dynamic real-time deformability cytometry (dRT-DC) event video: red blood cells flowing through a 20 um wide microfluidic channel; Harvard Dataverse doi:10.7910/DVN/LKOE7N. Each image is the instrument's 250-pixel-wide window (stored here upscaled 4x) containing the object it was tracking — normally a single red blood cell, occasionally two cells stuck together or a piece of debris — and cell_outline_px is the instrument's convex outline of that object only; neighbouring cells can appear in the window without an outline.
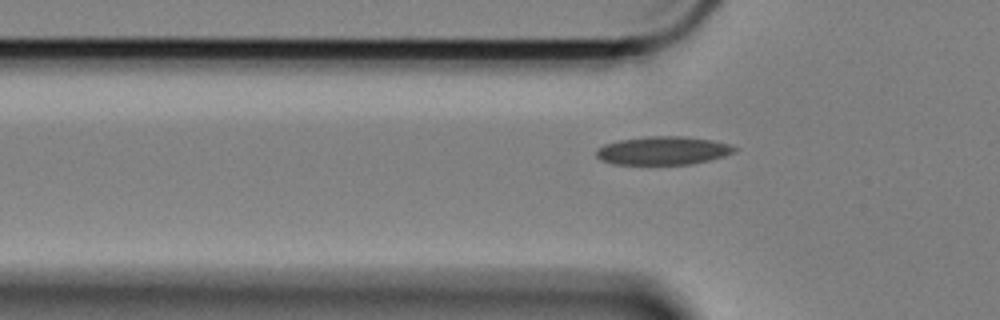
{"species": "Egyptian fruit bat (a non-hibernating species)", "species_latin": "Rousettus aegyptiacus", "temperature_condition": "cold", "stored_images_in_passage": 6, "camera_frame_rate_fps": 3000, "um_per_image_px": 0.085, "animal": {"sex": "female"}, "frame": {"image": 1, "passage_image": 4, "time_ms": 1.0, "image_size_px": [1000, 320], "cell_outline_px": [[736, 152], [724, 156], [692, 164], [612, 164], [600, 160], [596, 156], [596, 148], [604, 144], [616, 140], [644, 136], [684, 136], [712, 140], [728, 144], [736, 148]], "centroid_in_image_um": [56.3, 12.79], "position_along_channel_um": 69.5, "area_um2": 23.0}}